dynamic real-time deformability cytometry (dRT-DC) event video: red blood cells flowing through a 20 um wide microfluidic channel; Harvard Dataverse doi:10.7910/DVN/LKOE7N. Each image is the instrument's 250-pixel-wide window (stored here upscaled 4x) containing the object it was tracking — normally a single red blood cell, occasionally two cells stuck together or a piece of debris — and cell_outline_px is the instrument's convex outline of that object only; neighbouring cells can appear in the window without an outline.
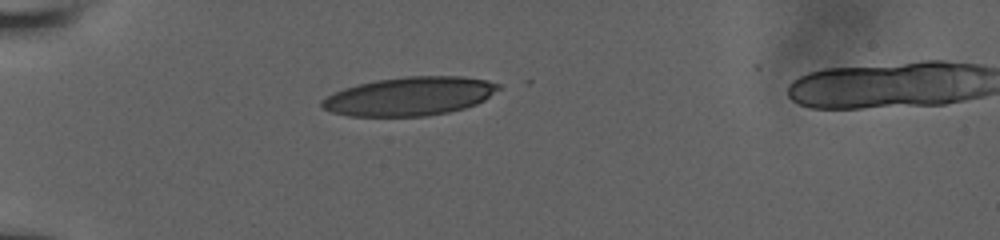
{"species": "human", "species_latin": "Homo sapiens", "temperature_condition": "room temperature", "stored_images_in_passage": 20, "camera_frame_rate_fps": 3000, "um_per_image_px": 0.085, "donor": {"sex": "male"}, "frame": {"image": 1, "passage_image": 1, "time_ms": 0.0, "image_size_px": [1000, 240], "cell_outline_px": [[504, 88], [484, 100], [476, 104], [464, 108], [448, 112], [428, 116], [348, 116], [332, 112], [324, 108], [320, 104], [320, 100], [344, 88], [376, 80], [408, 76], [464, 76], [488, 80], [500, 84]], "centroid_in_image_um": [34.89, 8.18], "position_along_channel_um": 50.1, "area_um2": 39.88}}
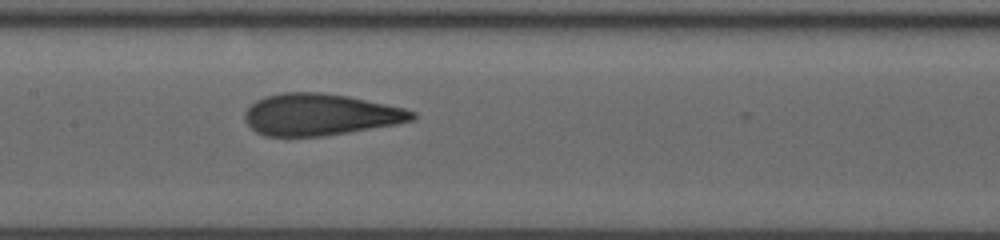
{"frame": {"image": 2, "passage_image": 10, "time_ms": 4.0, "image_size_px": [1000, 240], "cell_outline_px": [[416, 116], [412, 120], [396, 124], [348, 132], [320, 136], [264, 136], [256, 132], [244, 120], [244, 112], [256, 100], [264, 96], [284, 92], [320, 92], [348, 96], [404, 108], [416, 112]], "centroid_in_image_um": [27.18, 9.73], "position_along_channel_um": 180.2, "area_um2": 40.52}}
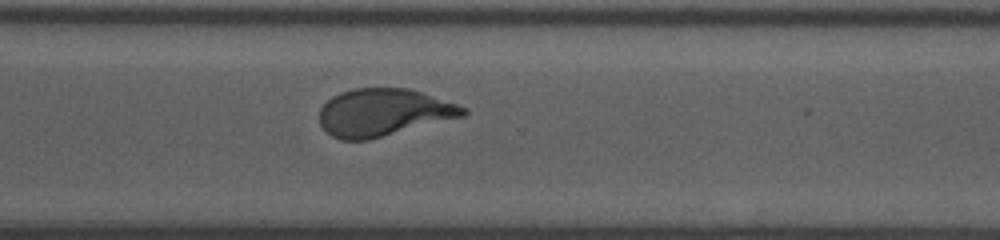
{"frame": {"image": 3, "passage_image": 20, "time_ms": 8.0, "image_size_px": [1000, 240], "cell_outline_px": [[468, 112], [464, 116], [368, 140], [340, 140], [332, 136], [320, 124], [320, 108], [332, 96], [340, 92], [356, 88], [408, 88], [468, 108]], "centroid_in_image_um": [32.58, 9.56], "position_along_channel_um": 338.0, "area_um2": 39.42}}